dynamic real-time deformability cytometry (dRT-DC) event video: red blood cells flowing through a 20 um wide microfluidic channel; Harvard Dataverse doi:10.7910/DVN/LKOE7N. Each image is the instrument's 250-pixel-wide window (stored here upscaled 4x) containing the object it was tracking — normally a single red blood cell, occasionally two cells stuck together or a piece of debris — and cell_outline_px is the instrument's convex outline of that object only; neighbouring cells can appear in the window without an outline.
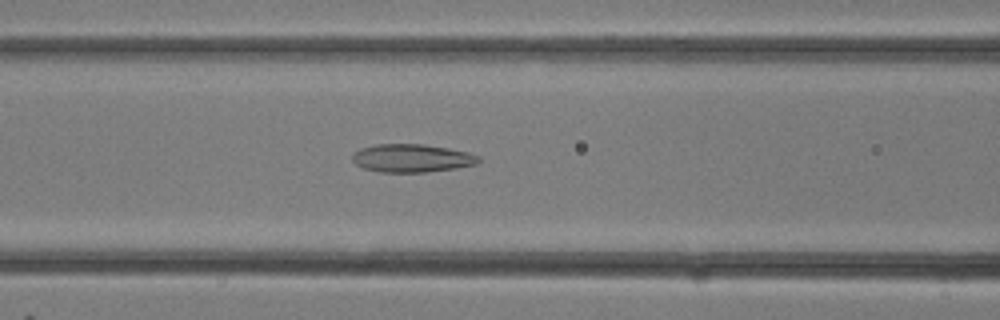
{"species": "common noctule bat (a hibernating species)", "species_latin": "Nyctalus noctula", "temperature_condition": "room temperature", "stored_images_in_passage": 17, "camera_frame_rate_fps": 3000, "um_per_image_px": 0.085, "animal": {"sex": "female"}, "frame": {"image": 1, "passage_image": 10, "time_ms": 3.0, "image_size_px": [1000, 320], "cell_outline_px": [[480, 160], [476, 164], [456, 168], [424, 172], [380, 172], [364, 168], [356, 164], [352, 160], [352, 152], [360, 148], [376, 144], [424, 144], [448, 148], [468, 152], [480, 156]], "centroid_in_image_um": [34.99, 13.43], "position_along_channel_um": 131.6, "area_um2": 20.75}}
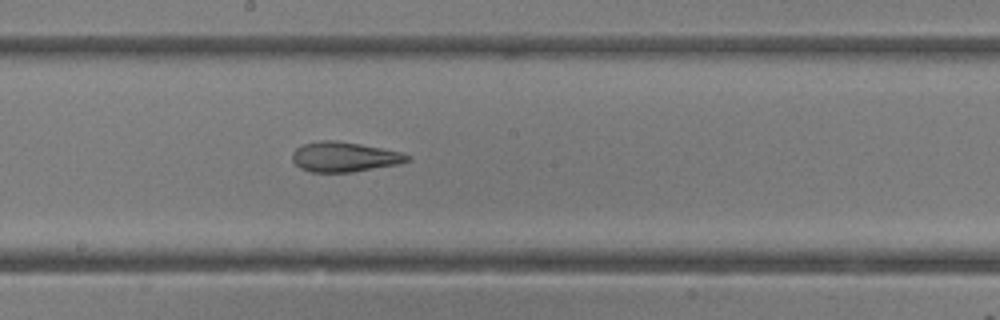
{"frame": {"image": 2, "passage_image": 14, "time_ms": 4.333, "image_size_px": [1000, 320], "cell_outline_px": [[412, 160], [400, 164], [352, 172], [312, 172], [300, 168], [292, 160], [292, 152], [296, 148], [304, 144], [320, 140], [332, 140], [360, 144], [404, 152], [412, 156]], "centroid_in_image_um": [29.32, 13.34], "position_along_channel_um": 218.9, "area_um2": 20.23}}
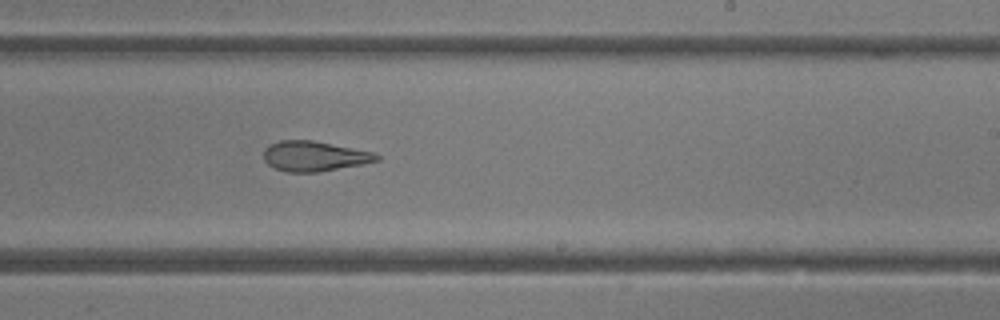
{"frame": {"image": 3, "passage_image": 16, "time_ms": 5.0, "image_size_px": [1000, 320], "cell_outline_px": [[380, 160], [360, 164], [316, 172], [288, 172], [272, 168], [264, 160], [264, 148], [268, 144], [280, 140], [312, 140], [376, 152], [380, 156]], "centroid_in_image_um": [26.69, 13.26], "position_along_channel_um": 262.3, "area_um2": 19.88}}